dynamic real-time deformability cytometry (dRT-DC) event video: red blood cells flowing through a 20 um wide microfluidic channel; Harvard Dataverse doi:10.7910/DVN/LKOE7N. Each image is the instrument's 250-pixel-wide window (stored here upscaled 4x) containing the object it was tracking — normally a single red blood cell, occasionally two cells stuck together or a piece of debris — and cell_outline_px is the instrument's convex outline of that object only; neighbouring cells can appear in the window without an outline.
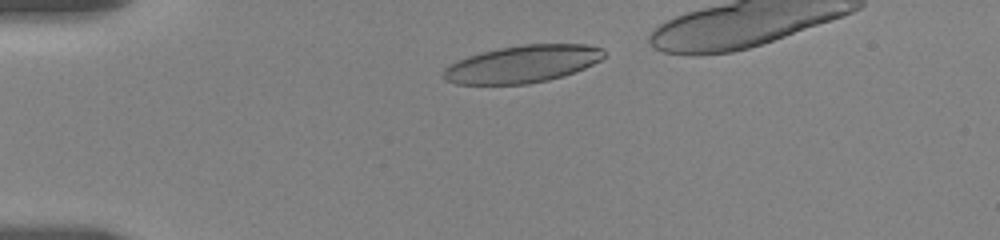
{"species": "human", "species_latin": "Homo sapiens", "temperature_condition": "room temperature", "stored_images_in_passage": 4, "camera_frame_rate_fps": 3000, "um_per_image_px": 0.085, "donor": {"sex": "female"}, "frame": {"image": 1, "passage_image": 1, "time_ms": 0.0, "image_size_px": [1000, 240], "cell_outline_px": [[604, 56], [600, 60], [584, 68], [548, 80], [528, 84], [456, 84], [444, 80], [444, 68], [448, 64], [456, 60], [468, 56], [500, 48], [524, 44], [588, 44], [604, 48]], "centroid_in_image_um": [44.39, 5.44], "position_along_channel_um": 40.6, "area_um2": 34.8}}
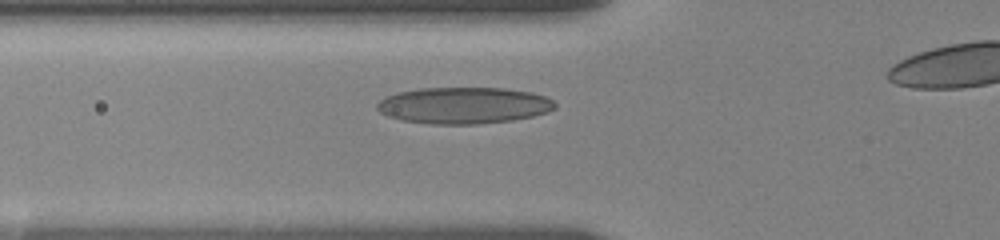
{"frame": {"image": 2, "passage_image": 3, "time_ms": 2.333, "image_size_px": [1000, 240], "cell_outline_px": [[556, 108], [548, 112], [532, 116], [512, 120], [480, 124], [428, 124], [400, 120], [388, 116], [380, 112], [376, 108], [376, 104], [384, 96], [396, 92], [420, 88], [504, 88], [532, 92], [544, 96], [552, 100], [556, 104]], "centroid_in_image_um": [39.39, 8.96], "position_along_channel_um": 86.4, "area_um2": 38.15}}